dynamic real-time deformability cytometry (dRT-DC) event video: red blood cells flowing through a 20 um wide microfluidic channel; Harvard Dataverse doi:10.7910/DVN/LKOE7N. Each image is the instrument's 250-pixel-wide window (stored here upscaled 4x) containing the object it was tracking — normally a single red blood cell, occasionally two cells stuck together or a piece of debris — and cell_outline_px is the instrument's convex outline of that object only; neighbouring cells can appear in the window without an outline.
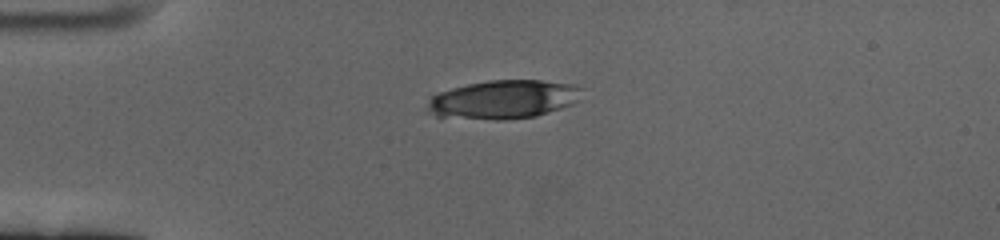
{"species": "human", "species_latin": "Homo sapiens", "temperature_condition": "cold", "stored_images_in_passage": 45, "camera_frame_rate_fps": 3000, "um_per_image_px": 0.085, "donor": {"sex": "female"}, "frame": {"image": 1, "passage_image": 1, "time_ms": 0.0, "image_size_px": [1000, 240], "cell_outline_px": [[584, 88], [580, 100], [572, 104], [536, 116], [504, 120], [496, 120], [436, 116], [428, 112], [428, 100], [436, 92], [468, 84], [488, 80], [540, 80], [572, 84]], "centroid_in_image_um": [42.8, 8.45], "position_along_channel_um": 42.2, "area_um2": 34.97}}
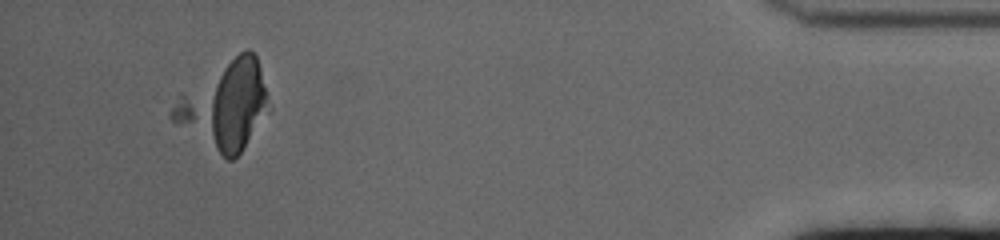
{"frame": {"image": 2, "passage_image": 42, "time_ms": 13.667, "image_size_px": [1000, 240], "cell_outline_px": [[268, 112], [240, 152], [232, 160], [224, 160], [172, 120], [168, 116], [168, 112], [180, 92], [240, 52], [248, 48], [256, 56], [260, 68], [264, 88]], "centroid_in_image_um": [19.04, 8.98], "position_along_channel_um": 416.2, "area_um2": 48.09}}